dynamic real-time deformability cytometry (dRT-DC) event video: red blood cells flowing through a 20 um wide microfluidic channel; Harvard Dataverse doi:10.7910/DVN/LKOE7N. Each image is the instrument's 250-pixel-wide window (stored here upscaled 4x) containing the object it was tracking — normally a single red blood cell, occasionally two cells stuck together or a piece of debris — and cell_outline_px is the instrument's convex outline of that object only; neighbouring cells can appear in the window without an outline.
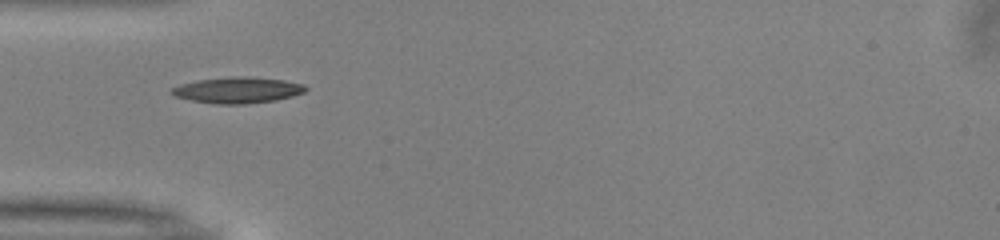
{"species": "common noctule bat (a hibernating species)", "species_latin": "Nyctalus noctula", "temperature_condition": "warm", "stored_images_in_passage": 26, "camera_frame_rate_fps": 3000, "um_per_image_px": 0.085, "animal": {"sex": "male", "body_mass_g": 13.0, "forearm_length_mm": 53.1}, "frame": {"image": 1, "passage_image": 1, "time_ms": 0.0, "image_size_px": [1000, 240], "cell_outline_px": [[308, 88], [304, 92], [292, 96], [276, 100], [244, 104], [216, 104], [192, 100], [176, 96], [168, 92], [172, 88], [180, 84], [200, 80], [232, 76], [252, 76], [284, 80], [304, 84]], "centroid_in_image_um": [20.22, 7.65], "position_along_channel_um": 64.8, "area_um2": 20.35}}
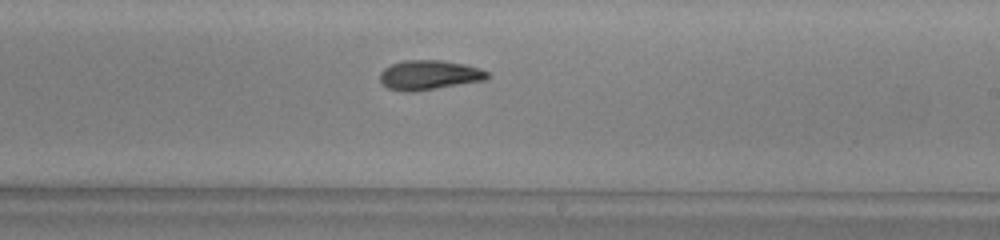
{"frame": {"image": 2, "passage_image": 15, "time_ms": 4.667, "image_size_px": [1000, 240], "cell_outline_px": [[488, 76], [484, 80], [412, 92], [404, 92], [388, 88], [380, 84], [380, 72], [384, 68], [392, 64], [404, 60], [440, 60], [464, 64], [480, 68], [488, 72]], "centroid_in_image_um": [36.42, 6.38], "position_along_channel_um": 252.6, "area_um2": 18.44}}
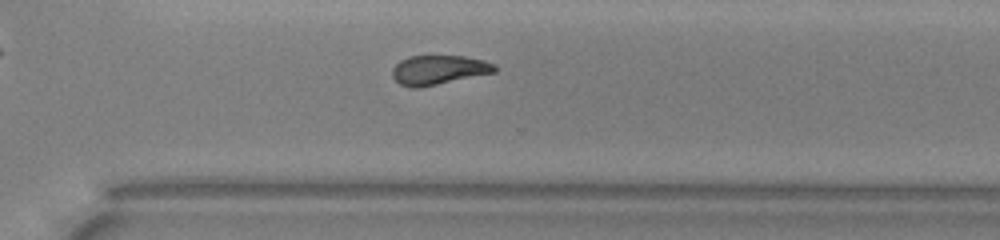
{"frame": {"image": 3, "passage_image": 21, "time_ms": 6.667, "image_size_px": [1000, 240], "cell_outline_px": [[496, 72], [420, 88], [412, 88], [400, 84], [392, 76], [392, 68], [400, 60], [408, 56], [464, 56], [484, 60], [496, 64]], "centroid_in_image_um": [37.29, 5.94], "position_along_channel_um": 333.3, "area_um2": 17.63}, "authors_computed_cell_mechanics": {"area_um2": 18.496, "velocity_mm_per_s": 4.0383, "shape_relaxation_time_tau1_ms": 3.3485, "shape_relaxation_time_tau2_ms": 6.0075, "deformation_change_tau1": 0.1437, "deformation_change_tau2": 0.1088}}